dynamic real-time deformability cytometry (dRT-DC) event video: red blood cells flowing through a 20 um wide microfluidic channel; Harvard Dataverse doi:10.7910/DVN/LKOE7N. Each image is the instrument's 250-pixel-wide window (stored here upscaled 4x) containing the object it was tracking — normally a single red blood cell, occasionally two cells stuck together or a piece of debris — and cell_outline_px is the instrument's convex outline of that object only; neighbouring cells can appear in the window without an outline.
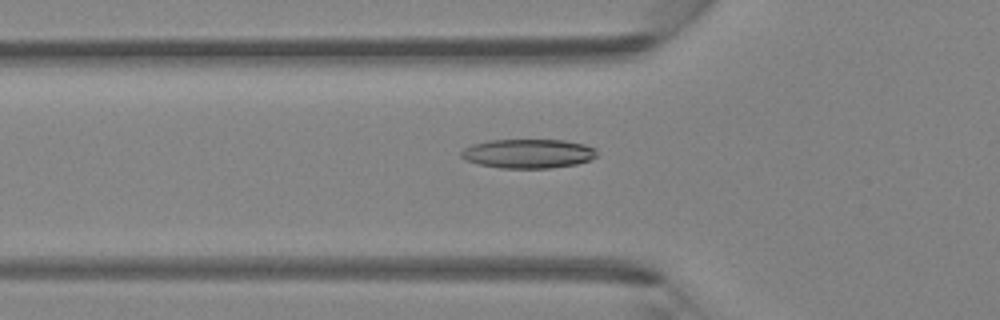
{"species": "Egyptian fruit bat (a non-hibernating species)", "species_latin": "Rousettus aegyptiacus", "temperature_condition": "room temperature", "stored_images_in_passage": 43, "camera_frame_rate_fps": 3000, "um_per_image_px": 0.085, "animal": {"sex": "female"}, "frame": {"image": 1, "passage_image": 13, "time_ms": 4.0, "image_size_px": [1000, 320], "cell_outline_px": [[596, 156], [592, 160], [576, 164], [552, 168], [500, 168], [480, 164], [464, 160], [460, 156], [460, 152], [464, 148], [472, 144], [488, 140], [564, 140], [584, 144], [596, 148]], "centroid_in_image_um": [44.89, 13.05], "position_along_channel_um": 80.9, "area_um2": 23.24}}
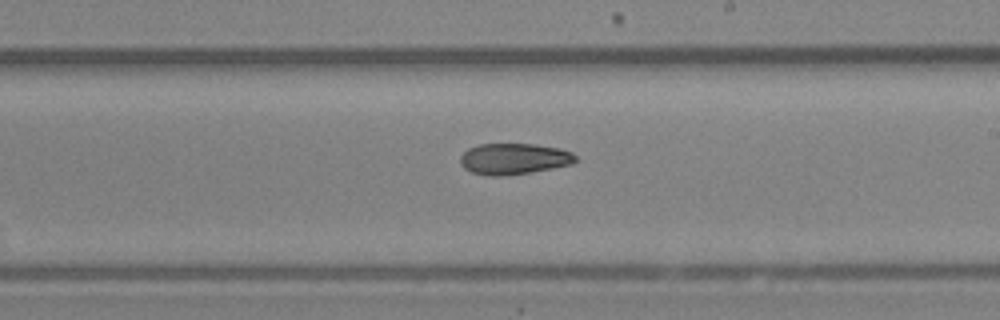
{"frame": {"image": 2, "passage_image": 24, "time_ms": 7.667, "image_size_px": [1000, 320], "cell_outline_px": [[576, 160], [572, 164], [552, 168], [528, 172], [500, 176], [488, 176], [472, 172], [464, 168], [460, 164], [460, 156], [468, 148], [480, 144], [532, 144], [560, 148], [572, 152], [576, 156]], "centroid_in_image_um": [43.66, 13.49], "position_along_channel_um": 245.3, "area_um2": 20.81}}
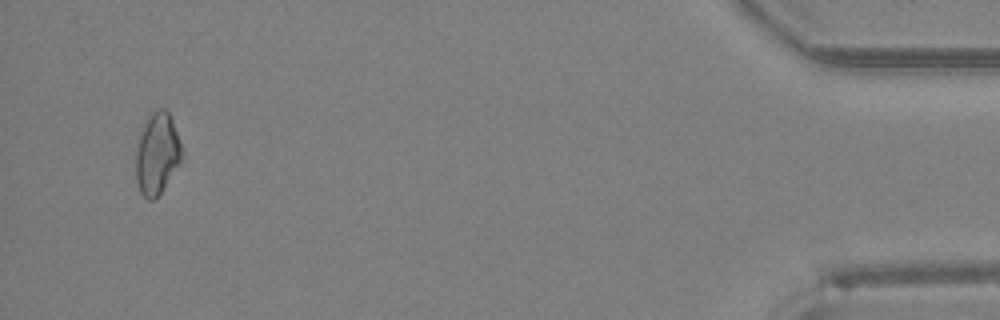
{"frame": {"image": 3, "passage_image": 41, "time_ms": 13.333, "image_size_px": [1000, 320], "cell_outline_px": [[184, 152], [180, 164], [160, 192], [152, 200], [148, 200], [140, 192], [136, 180], [136, 144], [140, 132], [148, 116], [156, 108], [164, 108], [168, 112], [172, 120], [180, 140]], "centroid_in_image_um": [13.36, 13.03], "position_along_channel_um": 421.8, "area_um2": 21.96}}